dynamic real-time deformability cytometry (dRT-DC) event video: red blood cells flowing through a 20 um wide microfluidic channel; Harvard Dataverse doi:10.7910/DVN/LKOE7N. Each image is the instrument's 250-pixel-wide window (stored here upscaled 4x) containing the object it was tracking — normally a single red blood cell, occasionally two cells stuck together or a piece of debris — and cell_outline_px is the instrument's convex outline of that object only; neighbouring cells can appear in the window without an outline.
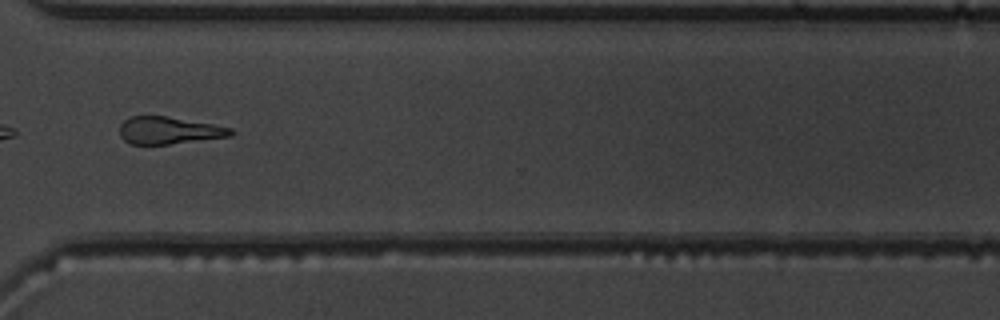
{"species": "common noctule bat (a hibernating species)", "species_latin": "Nyctalus noctula", "temperature_condition": "warm", "stored_images_in_passage": 33, "camera_frame_rate_fps": 3000, "um_per_image_px": 0.085, "animal": {"sex": "male", "body_mass_g": 19.5, "forearm_length_mm": 54.6}, "frame": {"image": 1, "passage_image": 24, "time_ms": 7.667, "image_size_px": [1000, 320], "cell_outline_px": [[236, 132], [232, 136], [168, 144], [132, 144], [124, 140], [120, 136], [120, 124], [128, 116], [168, 116], [212, 124], [232, 128]], "centroid_in_image_um": [14.36, 11.08], "position_along_channel_um": 356.2, "area_um2": 17.69}}
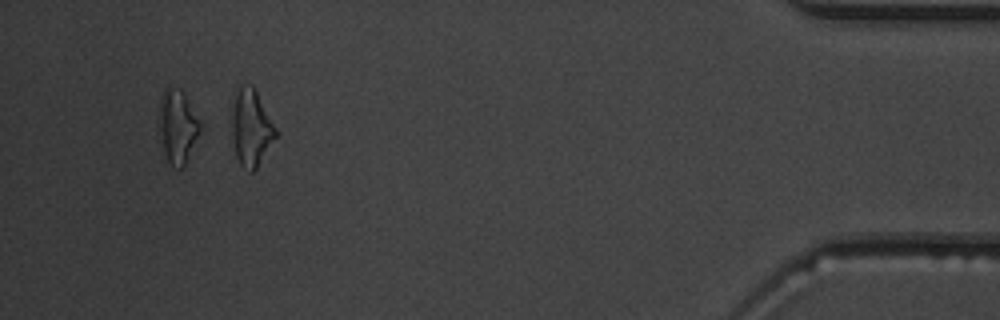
{"frame": {"image": 2, "passage_image": 33, "time_ms": 10.667, "image_size_px": [1000, 320], "cell_outline_px": [[280, 132], [256, 168], [252, 172], [248, 172], [240, 164], [236, 156], [232, 132], [232, 104], [236, 92], [240, 84], [252, 84], [256, 88]], "centroid_in_image_um": [21.39, 10.81], "position_along_channel_um": 413.8, "area_um2": 20.17}, "authors_computed_cell_mechanics": {"area_um2": 18.4382, "velocity_mm_per_s": 3.8689, "shape_relaxation_time_tau1_ms": 3.9841, "shape_relaxation_time_tau2_ms": 5.2512, "deformation_change_tau1": 0.1736, "deformation_change_tau2": 0.2107}}